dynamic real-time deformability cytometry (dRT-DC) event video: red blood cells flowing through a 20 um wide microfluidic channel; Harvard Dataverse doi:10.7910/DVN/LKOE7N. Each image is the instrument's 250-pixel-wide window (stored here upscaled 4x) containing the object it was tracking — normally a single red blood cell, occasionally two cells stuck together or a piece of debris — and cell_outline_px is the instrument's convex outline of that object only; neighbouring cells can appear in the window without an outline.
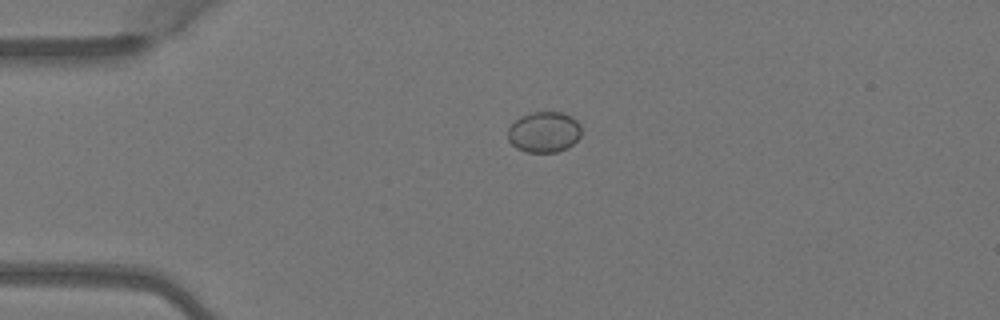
{"species": "Egyptian fruit bat (a non-hibernating species)", "species_latin": "Rousettus aegyptiacus", "temperature_condition": "warm", "stored_images_in_passage": 6, "camera_frame_rate_fps": 3000, "um_per_image_px": 0.085, "animal": {"sex": "female"}, "frame": {"image": 1, "passage_image": 4, "time_ms": 1.0, "image_size_px": [1000, 320], "cell_outline_px": [[580, 136], [568, 148], [556, 152], [528, 152], [516, 148], [508, 140], [508, 128], [520, 116], [532, 112], [564, 112], [572, 116], [580, 124]], "centroid_in_image_um": [46.25, 11.21], "position_along_channel_um": 38.8, "area_um2": 17.51}}
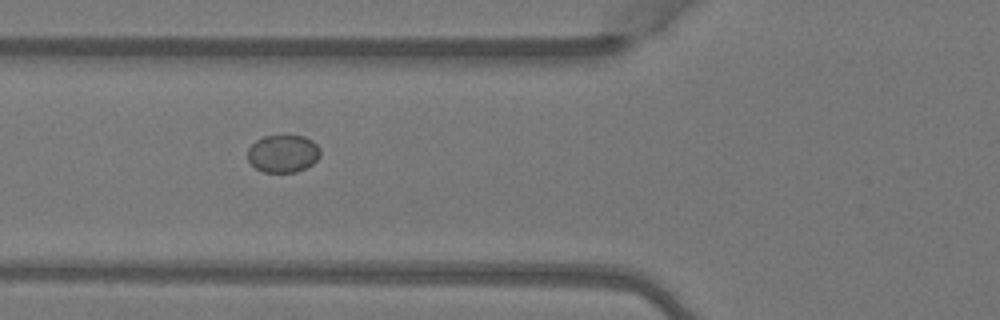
{"frame": {"image": 2, "passage_image": 6, "time_ms": 1.667, "image_size_px": [1000, 320], "cell_outline_px": [[320, 156], [312, 164], [296, 172], [264, 172], [256, 168], [248, 160], [248, 148], [256, 140], [264, 136], [304, 136], [312, 140], [320, 148]], "centroid_in_image_um": [24.06, 13.05], "position_along_channel_um": 101.7, "area_um2": 15.84}}